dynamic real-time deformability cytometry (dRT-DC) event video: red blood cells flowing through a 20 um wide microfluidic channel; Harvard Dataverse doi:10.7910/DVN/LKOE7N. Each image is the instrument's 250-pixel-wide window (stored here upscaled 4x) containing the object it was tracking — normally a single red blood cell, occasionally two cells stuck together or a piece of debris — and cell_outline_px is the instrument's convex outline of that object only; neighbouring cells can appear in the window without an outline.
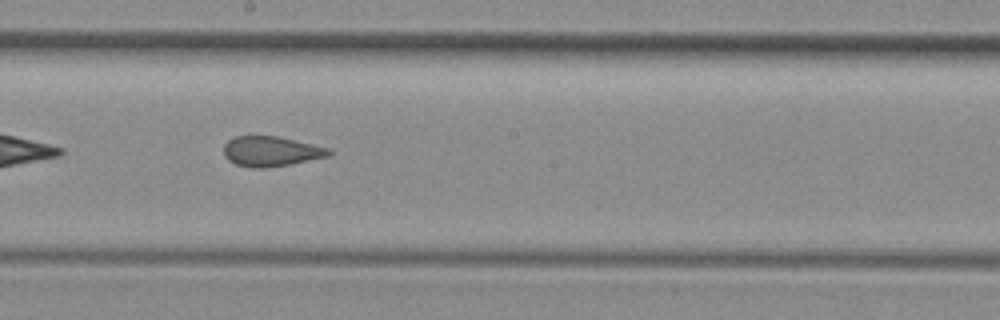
{"species": "common noctule bat (a hibernating species)", "species_latin": "Nyctalus noctula", "temperature_condition": "room temperature", "stored_images_in_passage": 30, "camera_frame_rate_fps": 3000, "um_per_image_px": 0.085, "animal": {"sex": "female", "body_mass_g": 29.2, "forearm_length_mm": 56.3}, "frame": {"image": 1, "passage_image": 13, "time_ms": 4.0, "image_size_px": [1000, 320], "cell_outline_px": [[332, 152], [328, 156], [288, 164], [264, 168], [252, 168], [236, 164], [228, 160], [224, 156], [224, 144], [228, 140], [236, 136], [276, 136], [312, 144], [328, 148]], "centroid_in_image_um": [22.98, 12.86], "position_along_channel_um": 225.2, "area_um2": 18.15}}
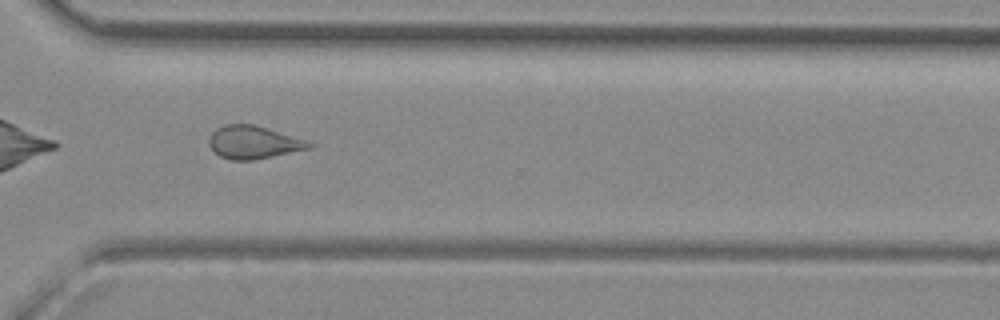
{"frame": {"image": 2, "passage_image": 22, "time_ms": 7.0, "image_size_px": [1000, 320], "cell_outline_px": [[316, 144], [312, 148], [252, 160], [232, 160], [220, 156], [208, 144], [208, 140], [212, 132], [216, 128], [224, 124], [252, 124], [304, 140]], "centroid_in_image_um": [21.51, 12.1], "position_along_channel_um": 349.1, "area_um2": 18.84}, "authors_computed_cell_mechanics": {"area_um2": 18.9873, "velocity_mm_per_s": 4.1351, "shape_relaxation_time_tau1_ms": null, "shape_relaxation_time_tau2_ms": 1.5467, "deformation_change_tau1": null, "deformation_change_tau2": 0.1046}}